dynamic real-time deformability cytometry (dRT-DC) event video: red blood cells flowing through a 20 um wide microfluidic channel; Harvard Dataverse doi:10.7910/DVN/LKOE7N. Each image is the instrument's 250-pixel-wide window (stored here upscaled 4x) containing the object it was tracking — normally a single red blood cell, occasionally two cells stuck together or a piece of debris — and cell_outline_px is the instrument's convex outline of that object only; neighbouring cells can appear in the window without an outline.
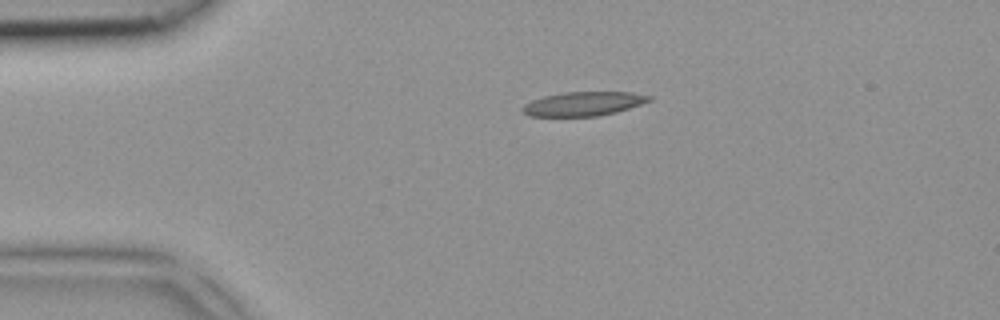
{"species": "common noctule bat (a hibernating species)", "species_latin": "Nyctalus noctula", "temperature_condition": "room temperature", "stored_images_in_passage": 3, "camera_frame_rate_fps": 3000, "um_per_image_px": 0.085, "animal": {"sex": "female", "body_mass_g": 18.4}, "frame": {"image": 1, "passage_image": 1, "time_ms": 0.0, "image_size_px": [1000, 320], "cell_outline_px": [[652, 100], [616, 112], [596, 116], [528, 116], [520, 108], [524, 104], [532, 100], [544, 96], [564, 92], [632, 92], [652, 96]], "centroid_in_image_um": [49.58, 8.82], "position_along_channel_um": 35.4, "area_um2": 17.69}}